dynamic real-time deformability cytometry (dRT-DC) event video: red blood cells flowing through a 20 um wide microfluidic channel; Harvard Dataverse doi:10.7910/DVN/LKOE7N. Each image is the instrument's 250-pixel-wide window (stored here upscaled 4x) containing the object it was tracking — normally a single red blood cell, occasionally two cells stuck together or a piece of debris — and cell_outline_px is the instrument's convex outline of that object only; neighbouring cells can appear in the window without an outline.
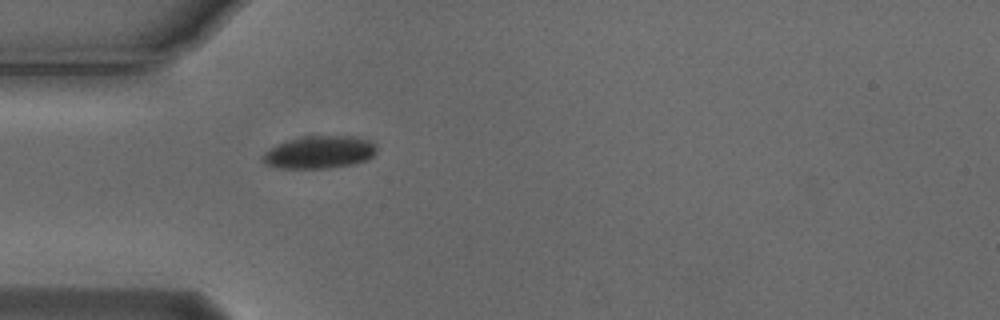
{"species": "Egyptian fruit bat (a non-hibernating species)", "species_latin": "Rousettus aegyptiacus", "temperature_condition": "cold", "stored_images_in_passage": 2, "camera_frame_rate_fps": 3000, "um_per_image_px": 0.085, "animal": {"sex": "male"}, "frame": {"image": 1, "passage_image": 2, "time_ms": 0.333, "image_size_px": [1000, 320], "cell_outline_px": [[376, 152], [368, 160], [352, 164], [328, 168], [284, 168], [264, 164], [260, 160], [260, 156], [268, 148], [276, 144], [288, 140], [304, 136], [356, 136], [372, 140], [376, 144]], "centroid_in_image_um": [27.14, 12.93], "position_along_channel_um": 57.9, "area_um2": 21.96}}